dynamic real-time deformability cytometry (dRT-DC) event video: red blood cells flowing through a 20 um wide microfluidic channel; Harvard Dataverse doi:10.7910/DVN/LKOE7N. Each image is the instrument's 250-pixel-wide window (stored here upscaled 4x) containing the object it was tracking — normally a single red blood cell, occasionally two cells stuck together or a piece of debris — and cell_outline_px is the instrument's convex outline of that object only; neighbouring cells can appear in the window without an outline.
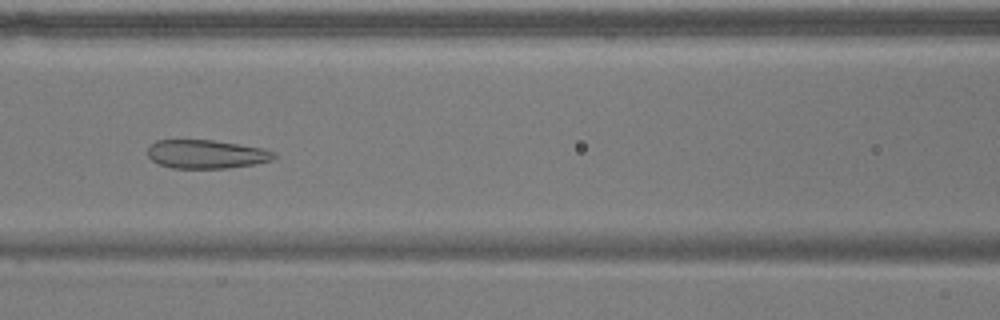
{"species": "common noctule bat (a hibernating species)", "species_latin": "Nyctalus noctula", "temperature_condition": "warm", "stored_images_in_passage": 30, "camera_frame_rate_fps": 3000, "um_per_image_px": 0.085, "animal": {"sex": "male", "body_mass_g": 17.9}, "frame": {"image": 1, "passage_image": 14, "time_ms": 4.333, "image_size_px": [1000, 320], "cell_outline_px": [[276, 156], [272, 160], [256, 164], [228, 168], [172, 168], [160, 164], [152, 160], [148, 156], [148, 148], [156, 140], [212, 140], [264, 148], [276, 152]], "centroid_in_image_um": [17.57, 13.1], "position_along_channel_um": 149.0, "area_um2": 21.1}}
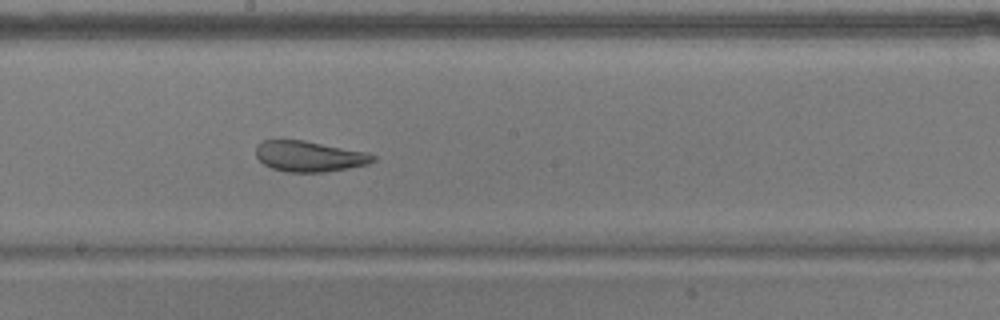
{"frame": {"image": 2, "passage_image": 20, "time_ms": 6.333, "image_size_px": [1000, 320], "cell_outline_px": [[376, 160], [368, 164], [348, 168], [324, 172], [284, 172], [272, 168], [264, 164], [256, 156], [256, 144], [264, 140], [304, 140], [364, 152], [376, 156]], "centroid_in_image_um": [26.26, 13.29], "position_along_channel_um": 221.9, "area_um2": 20.81}}
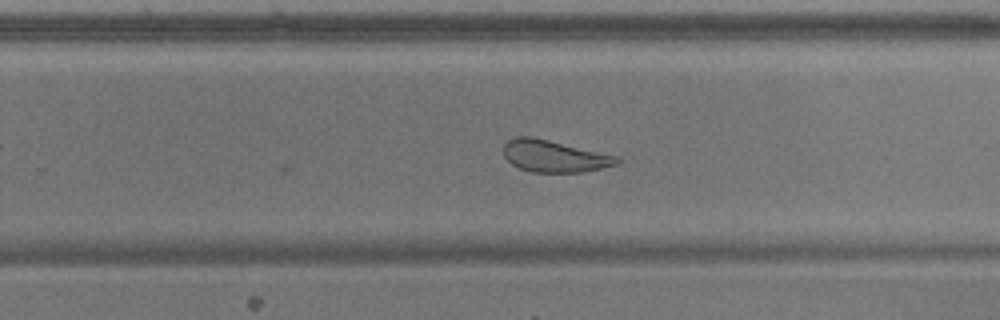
{"frame": {"image": 3, "passage_image": 25, "time_ms": 8.0, "image_size_px": [1000, 320], "cell_outline_px": [[620, 160], [616, 164], [600, 168], [580, 172], [532, 172], [520, 168], [512, 164], [504, 156], [504, 144], [508, 140], [516, 136], [532, 136], [620, 156]], "centroid_in_image_um": [47.11, 13.26], "position_along_channel_um": 282.7, "area_um2": 21.04}}